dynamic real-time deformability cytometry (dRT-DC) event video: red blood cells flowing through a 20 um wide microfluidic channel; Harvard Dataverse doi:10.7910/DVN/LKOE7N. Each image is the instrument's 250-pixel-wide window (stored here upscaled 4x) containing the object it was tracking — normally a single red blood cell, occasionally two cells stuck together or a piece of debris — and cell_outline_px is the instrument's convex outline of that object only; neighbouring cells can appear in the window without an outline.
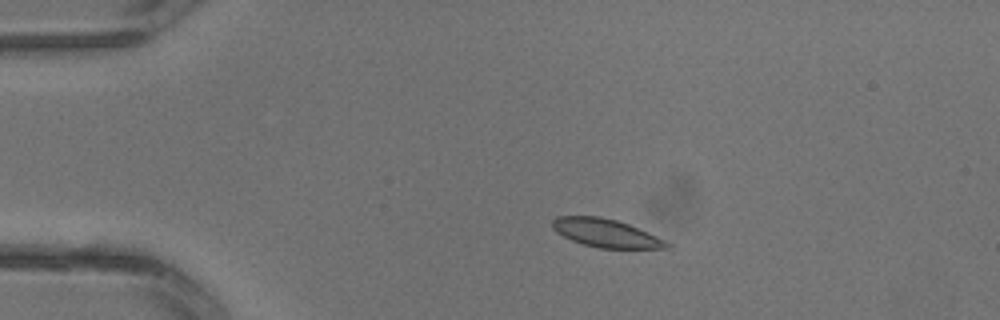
{"species": "common noctule bat (a hibernating species)", "species_latin": "Nyctalus noctula", "temperature_condition": "warm", "stored_images_in_passage": 3, "camera_frame_rate_fps": 3000, "um_per_image_px": 0.085, "animal": {"sex": "male", "body_mass_g": 13.3}, "frame": {"image": 1, "passage_image": 2, "time_ms": 0.333, "image_size_px": [1000, 320], "cell_outline_px": [[672, 248], [600, 248], [584, 244], [572, 240], [556, 232], [552, 228], [552, 220], [556, 216], [600, 216], [616, 220], [628, 224], [656, 236], [672, 244]], "centroid_in_image_um": [51.49, 19.81], "position_along_channel_um": 33.5, "area_um2": 18.67}}